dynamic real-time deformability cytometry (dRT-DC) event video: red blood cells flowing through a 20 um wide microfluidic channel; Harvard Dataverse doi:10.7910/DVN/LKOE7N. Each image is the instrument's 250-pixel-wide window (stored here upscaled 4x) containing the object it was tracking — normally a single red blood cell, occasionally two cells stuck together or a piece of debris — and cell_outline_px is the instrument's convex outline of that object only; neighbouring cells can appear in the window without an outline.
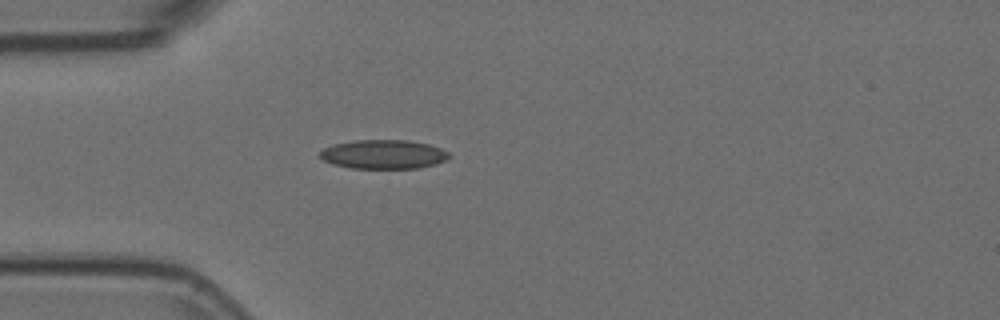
{"species": "Egyptian fruit bat (a non-hibernating species)", "species_latin": "Rousettus aegyptiacus", "temperature_condition": "room temperature", "stored_images_in_passage": 1, "camera_frame_rate_fps": 3000, "um_per_image_px": 0.085, "animal": {"sex": "female"}, "frame": {"image": 1, "passage_image": 1, "time_ms": 0.0, "image_size_px": [1000, 320], "cell_outline_px": [[452, 156], [448, 160], [436, 164], [420, 168], [352, 168], [332, 164], [324, 160], [320, 156], [320, 152], [324, 148], [332, 144], [352, 140], [408, 140], [428, 144], [440, 148], [448, 152]], "centroid_in_image_um": [32.62, 13.11], "position_along_channel_um": 52.4, "area_um2": 22.02}}